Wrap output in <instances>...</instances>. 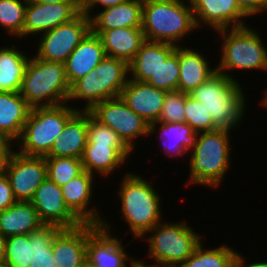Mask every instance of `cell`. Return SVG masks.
Segmentation results:
<instances>
[{
	"label": "cell",
	"instance_id": "obj_47",
	"mask_svg": "<svg viewBox=\"0 0 267 267\" xmlns=\"http://www.w3.org/2000/svg\"><path fill=\"white\" fill-rule=\"evenodd\" d=\"M39 3L54 4L59 2H78V0H31Z\"/></svg>",
	"mask_w": 267,
	"mask_h": 267
},
{
	"label": "cell",
	"instance_id": "obj_23",
	"mask_svg": "<svg viewBox=\"0 0 267 267\" xmlns=\"http://www.w3.org/2000/svg\"><path fill=\"white\" fill-rule=\"evenodd\" d=\"M106 57L99 36L90 31L65 62L66 77L71 86L93 70Z\"/></svg>",
	"mask_w": 267,
	"mask_h": 267
},
{
	"label": "cell",
	"instance_id": "obj_52",
	"mask_svg": "<svg viewBox=\"0 0 267 267\" xmlns=\"http://www.w3.org/2000/svg\"><path fill=\"white\" fill-rule=\"evenodd\" d=\"M0 267H11L5 261L0 263Z\"/></svg>",
	"mask_w": 267,
	"mask_h": 267
},
{
	"label": "cell",
	"instance_id": "obj_12",
	"mask_svg": "<svg viewBox=\"0 0 267 267\" xmlns=\"http://www.w3.org/2000/svg\"><path fill=\"white\" fill-rule=\"evenodd\" d=\"M110 219H103L101 225L89 223L87 241V263L92 267H131L137 259L127 252L128 244L115 236ZM127 246V247H126Z\"/></svg>",
	"mask_w": 267,
	"mask_h": 267
},
{
	"label": "cell",
	"instance_id": "obj_5",
	"mask_svg": "<svg viewBox=\"0 0 267 267\" xmlns=\"http://www.w3.org/2000/svg\"><path fill=\"white\" fill-rule=\"evenodd\" d=\"M141 28L145 40L176 46L199 31L192 7L168 0H143Z\"/></svg>",
	"mask_w": 267,
	"mask_h": 267
},
{
	"label": "cell",
	"instance_id": "obj_9",
	"mask_svg": "<svg viewBox=\"0 0 267 267\" xmlns=\"http://www.w3.org/2000/svg\"><path fill=\"white\" fill-rule=\"evenodd\" d=\"M70 87L65 63L46 61L33 54L19 93L31 107L58 106L67 103Z\"/></svg>",
	"mask_w": 267,
	"mask_h": 267
},
{
	"label": "cell",
	"instance_id": "obj_17",
	"mask_svg": "<svg viewBox=\"0 0 267 267\" xmlns=\"http://www.w3.org/2000/svg\"><path fill=\"white\" fill-rule=\"evenodd\" d=\"M191 7L198 30L208 27L216 32L249 25L236 0H194Z\"/></svg>",
	"mask_w": 267,
	"mask_h": 267
},
{
	"label": "cell",
	"instance_id": "obj_8",
	"mask_svg": "<svg viewBox=\"0 0 267 267\" xmlns=\"http://www.w3.org/2000/svg\"><path fill=\"white\" fill-rule=\"evenodd\" d=\"M79 110V105L31 107L16 151L25 156L45 157L63 132L67 121Z\"/></svg>",
	"mask_w": 267,
	"mask_h": 267
},
{
	"label": "cell",
	"instance_id": "obj_24",
	"mask_svg": "<svg viewBox=\"0 0 267 267\" xmlns=\"http://www.w3.org/2000/svg\"><path fill=\"white\" fill-rule=\"evenodd\" d=\"M88 140V111L78 110L66 123L63 132L45 157L82 158Z\"/></svg>",
	"mask_w": 267,
	"mask_h": 267
},
{
	"label": "cell",
	"instance_id": "obj_27",
	"mask_svg": "<svg viewBox=\"0 0 267 267\" xmlns=\"http://www.w3.org/2000/svg\"><path fill=\"white\" fill-rule=\"evenodd\" d=\"M93 33L99 36L107 57L118 58L128 64L145 41L142 28H115Z\"/></svg>",
	"mask_w": 267,
	"mask_h": 267
},
{
	"label": "cell",
	"instance_id": "obj_28",
	"mask_svg": "<svg viewBox=\"0 0 267 267\" xmlns=\"http://www.w3.org/2000/svg\"><path fill=\"white\" fill-rule=\"evenodd\" d=\"M31 106L19 92H0V131L16 142L23 131Z\"/></svg>",
	"mask_w": 267,
	"mask_h": 267
},
{
	"label": "cell",
	"instance_id": "obj_45",
	"mask_svg": "<svg viewBox=\"0 0 267 267\" xmlns=\"http://www.w3.org/2000/svg\"><path fill=\"white\" fill-rule=\"evenodd\" d=\"M144 260V261H143ZM131 267H162V266H158V265H153V264H148V262L145 261V259H143L142 257V260L141 258H137Z\"/></svg>",
	"mask_w": 267,
	"mask_h": 267
},
{
	"label": "cell",
	"instance_id": "obj_26",
	"mask_svg": "<svg viewBox=\"0 0 267 267\" xmlns=\"http://www.w3.org/2000/svg\"><path fill=\"white\" fill-rule=\"evenodd\" d=\"M176 47L171 43L145 40L129 63V78L147 82L176 50Z\"/></svg>",
	"mask_w": 267,
	"mask_h": 267
},
{
	"label": "cell",
	"instance_id": "obj_16",
	"mask_svg": "<svg viewBox=\"0 0 267 267\" xmlns=\"http://www.w3.org/2000/svg\"><path fill=\"white\" fill-rule=\"evenodd\" d=\"M96 178L97 176L84 170L80 175L63 185L61 191L67 207L83 223L101 225L106 216L102 215L103 212L100 211L99 206L92 202L97 198L94 195V192L97 191L95 187L98 184Z\"/></svg>",
	"mask_w": 267,
	"mask_h": 267
},
{
	"label": "cell",
	"instance_id": "obj_39",
	"mask_svg": "<svg viewBox=\"0 0 267 267\" xmlns=\"http://www.w3.org/2000/svg\"><path fill=\"white\" fill-rule=\"evenodd\" d=\"M87 142L109 144L113 148H129L113 129L101 124L89 111Z\"/></svg>",
	"mask_w": 267,
	"mask_h": 267
},
{
	"label": "cell",
	"instance_id": "obj_14",
	"mask_svg": "<svg viewBox=\"0 0 267 267\" xmlns=\"http://www.w3.org/2000/svg\"><path fill=\"white\" fill-rule=\"evenodd\" d=\"M30 202L34 205L38 217L44 225L71 229L83 224L67 207L61 187L48 177L36 189Z\"/></svg>",
	"mask_w": 267,
	"mask_h": 267
},
{
	"label": "cell",
	"instance_id": "obj_48",
	"mask_svg": "<svg viewBox=\"0 0 267 267\" xmlns=\"http://www.w3.org/2000/svg\"><path fill=\"white\" fill-rule=\"evenodd\" d=\"M264 94H263V96H261V98H260V105L262 106V107H264L265 109H266V111H267V87L265 88V90H264V92H263Z\"/></svg>",
	"mask_w": 267,
	"mask_h": 267
},
{
	"label": "cell",
	"instance_id": "obj_32",
	"mask_svg": "<svg viewBox=\"0 0 267 267\" xmlns=\"http://www.w3.org/2000/svg\"><path fill=\"white\" fill-rule=\"evenodd\" d=\"M27 0H0V28L10 38L23 39Z\"/></svg>",
	"mask_w": 267,
	"mask_h": 267
},
{
	"label": "cell",
	"instance_id": "obj_2",
	"mask_svg": "<svg viewBox=\"0 0 267 267\" xmlns=\"http://www.w3.org/2000/svg\"><path fill=\"white\" fill-rule=\"evenodd\" d=\"M233 132L228 129H216L199 133L195 147L188 153L189 156L187 155L189 157V176L185 181L187 187L194 184L217 190L224 185L225 177L232 166L230 142L233 141L231 140Z\"/></svg>",
	"mask_w": 267,
	"mask_h": 267
},
{
	"label": "cell",
	"instance_id": "obj_35",
	"mask_svg": "<svg viewBox=\"0 0 267 267\" xmlns=\"http://www.w3.org/2000/svg\"><path fill=\"white\" fill-rule=\"evenodd\" d=\"M4 261L11 267H30L31 235L7 237Z\"/></svg>",
	"mask_w": 267,
	"mask_h": 267
},
{
	"label": "cell",
	"instance_id": "obj_36",
	"mask_svg": "<svg viewBox=\"0 0 267 267\" xmlns=\"http://www.w3.org/2000/svg\"><path fill=\"white\" fill-rule=\"evenodd\" d=\"M179 75L180 69L177 46L176 50L161 64L160 68L147 83L166 92L173 91L177 90Z\"/></svg>",
	"mask_w": 267,
	"mask_h": 267
},
{
	"label": "cell",
	"instance_id": "obj_15",
	"mask_svg": "<svg viewBox=\"0 0 267 267\" xmlns=\"http://www.w3.org/2000/svg\"><path fill=\"white\" fill-rule=\"evenodd\" d=\"M78 2L46 4L27 0L23 27L24 42L27 38H37L53 28L70 22L79 14Z\"/></svg>",
	"mask_w": 267,
	"mask_h": 267
},
{
	"label": "cell",
	"instance_id": "obj_3",
	"mask_svg": "<svg viewBox=\"0 0 267 267\" xmlns=\"http://www.w3.org/2000/svg\"><path fill=\"white\" fill-rule=\"evenodd\" d=\"M259 29H253L250 21L249 25L237 28H229L218 30L213 34L218 35L220 54L216 55L218 58L217 71L238 81V76H234V71L244 72L246 74L254 70L267 72V46L265 40H262V32ZM218 56V57H217ZM231 72V73H230ZM233 73V74H232Z\"/></svg>",
	"mask_w": 267,
	"mask_h": 267
},
{
	"label": "cell",
	"instance_id": "obj_46",
	"mask_svg": "<svg viewBox=\"0 0 267 267\" xmlns=\"http://www.w3.org/2000/svg\"><path fill=\"white\" fill-rule=\"evenodd\" d=\"M6 238L0 233V263L5 259Z\"/></svg>",
	"mask_w": 267,
	"mask_h": 267
},
{
	"label": "cell",
	"instance_id": "obj_34",
	"mask_svg": "<svg viewBox=\"0 0 267 267\" xmlns=\"http://www.w3.org/2000/svg\"><path fill=\"white\" fill-rule=\"evenodd\" d=\"M45 161L47 165V177L60 187L84 171L80 158L45 157Z\"/></svg>",
	"mask_w": 267,
	"mask_h": 267
},
{
	"label": "cell",
	"instance_id": "obj_25",
	"mask_svg": "<svg viewBox=\"0 0 267 267\" xmlns=\"http://www.w3.org/2000/svg\"><path fill=\"white\" fill-rule=\"evenodd\" d=\"M143 0H126L124 3L97 11L91 18V31L103 32L115 28L142 27Z\"/></svg>",
	"mask_w": 267,
	"mask_h": 267
},
{
	"label": "cell",
	"instance_id": "obj_22",
	"mask_svg": "<svg viewBox=\"0 0 267 267\" xmlns=\"http://www.w3.org/2000/svg\"><path fill=\"white\" fill-rule=\"evenodd\" d=\"M89 223L62 229L52 242L54 259L60 267H82L87 257Z\"/></svg>",
	"mask_w": 267,
	"mask_h": 267
},
{
	"label": "cell",
	"instance_id": "obj_13",
	"mask_svg": "<svg viewBox=\"0 0 267 267\" xmlns=\"http://www.w3.org/2000/svg\"><path fill=\"white\" fill-rule=\"evenodd\" d=\"M5 174L16 200L31 201L36 189L47 178L45 157L25 156L15 151Z\"/></svg>",
	"mask_w": 267,
	"mask_h": 267
},
{
	"label": "cell",
	"instance_id": "obj_51",
	"mask_svg": "<svg viewBox=\"0 0 267 267\" xmlns=\"http://www.w3.org/2000/svg\"><path fill=\"white\" fill-rule=\"evenodd\" d=\"M51 267H60L57 261L54 259V255H51Z\"/></svg>",
	"mask_w": 267,
	"mask_h": 267
},
{
	"label": "cell",
	"instance_id": "obj_1",
	"mask_svg": "<svg viewBox=\"0 0 267 267\" xmlns=\"http://www.w3.org/2000/svg\"><path fill=\"white\" fill-rule=\"evenodd\" d=\"M136 172L126 171L123 175L122 171L118 192L116 190L118 195L115 197L119 199L118 204L120 202L118 214L129 230L122 237L131 234V238L140 241L155 225L164 220L165 214L162 206L164 199L161 192L154 187L156 184L151 182V178L148 180L139 171Z\"/></svg>",
	"mask_w": 267,
	"mask_h": 267
},
{
	"label": "cell",
	"instance_id": "obj_40",
	"mask_svg": "<svg viewBox=\"0 0 267 267\" xmlns=\"http://www.w3.org/2000/svg\"><path fill=\"white\" fill-rule=\"evenodd\" d=\"M126 0H78L79 12L91 18L95 12L124 3ZM96 11H95V10Z\"/></svg>",
	"mask_w": 267,
	"mask_h": 267
},
{
	"label": "cell",
	"instance_id": "obj_44",
	"mask_svg": "<svg viewBox=\"0 0 267 267\" xmlns=\"http://www.w3.org/2000/svg\"><path fill=\"white\" fill-rule=\"evenodd\" d=\"M247 257L244 256V254H240L238 261H237V266L236 267H267V261L263 259L260 261H255V262H247Z\"/></svg>",
	"mask_w": 267,
	"mask_h": 267
},
{
	"label": "cell",
	"instance_id": "obj_53",
	"mask_svg": "<svg viewBox=\"0 0 267 267\" xmlns=\"http://www.w3.org/2000/svg\"><path fill=\"white\" fill-rule=\"evenodd\" d=\"M82 267H92L87 262Z\"/></svg>",
	"mask_w": 267,
	"mask_h": 267
},
{
	"label": "cell",
	"instance_id": "obj_41",
	"mask_svg": "<svg viewBox=\"0 0 267 267\" xmlns=\"http://www.w3.org/2000/svg\"><path fill=\"white\" fill-rule=\"evenodd\" d=\"M16 202L17 200L14 196L7 175L6 174L0 175V210L7 209Z\"/></svg>",
	"mask_w": 267,
	"mask_h": 267
},
{
	"label": "cell",
	"instance_id": "obj_11",
	"mask_svg": "<svg viewBox=\"0 0 267 267\" xmlns=\"http://www.w3.org/2000/svg\"><path fill=\"white\" fill-rule=\"evenodd\" d=\"M89 112L101 124L113 129L133 152L138 148L135 147L138 146L136 140L150 136V125L132 111L121 97L98 103Z\"/></svg>",
	"mask_w": 267,
	"mask_h": 267
},
{
	"label": "cell",
	"instance_id": "obj_30",
	"mask_svg": "<svg viewBox=\"0 0 267 267\" xmlns=\"http://www.w3.org/2000/svg\"><path fill=\"white\" fill-rule=\"evenodd\" d=\"M43 226L30 201H17L7 209L0 210V233L5 238L13 235H29Z\"/></svg>",
	"mask_w": 267,
	"mask_h": 267
},
{
	"label": "cell",
	"instance_id": "obj_20",
	"mask_svg": "<svg viewBox=\"0 0 267 267\" xmlns=\"http://www.w3.org/2000/svg\"><path fill=\"white\" fill-rule=\"evenodd\" d=\"M149 137L156 136L161 147L160 152L169 159L178 157L187 160L186 155L195 147L199 133L186 122L150 124ZM185 155V156H184Z\"/></svg>",
	"mask_w": 267,
	"mask_h": 267
},
{
	"label": "cell",
	"instance_id": "obj_42",
	"mask_svg": "<svg viewBox=\"0 0 267 267\" xmlns=\"http://www.w3.org/2000/svg\"><path fill=\"white\" fill-rule=\"evenodd\" d=\"M240 9L248 16V18L264 16L262 15L266 5L267 0H236Z\"/></svg>",
	"mask_w": 267,
	"mask_h": 267
},
{
	"label": "cell",
	"instance_id": "obj_49",
	"mask_svg": "<svg viewBox=\"0 0 267 267\" xmlns=\"http://www.w3.org/2000/svg\"><path fill=\"white\" fill-rule=\"evenodd\" d=\"M0 144H15V142L7 139L0 131Z\"/></svg>",
	"mask_w": 267,
	"mask_h": 267
},
{
	"label": "cell",
	"instance_id": "obj_50",
	"mask_svg": "<svg viewBox=\"0 0 267 267\" xmlns=\"http://www.w3.org/2000/svg\"><path fill=\"white\" fill-rule=\"evenodd\" d=\"M168 1L185 4V5H188V6H192L194 0H168Z\"/></svg>",
	"mask_w": 267,
	"mask_h": 267
},
{
	"label": "cell",
	"instance_id": "obj_4",
	"mask_svg": "<svg viewBox=\"0 0 267 267\" xmlns=\"http://www.w3.org/2000/svg\"><path fill=\"white\" fill-rule=\"evenodd\" d=\"M243 86L240 80H232L217 71L189 95L202 103L218 129L239 131L238 128L243 127L250 97Z\"/></svg>",
	"mask_w": 267,
	"mask_h": 267
},
{
	"label": "cell",
	"instance_id": "obj_38",
	"mask_svg": "<svg viewBox=\"0 0 267 267\" xmlns=\"http://www.w3.org/2000/svg\"><path fill=\"white\" fill-rule=\"evenodd\" d=\"M186 93L179 90L167 91L158 123L185 122Z\"/></svg>",
	"mask_w": 267,
	"mask_h": 267
},
{
	"label": "cell",
	"instance_id": "obj_37",
	"mask_svg": "<svg viewBox=\"0 0 267 267\" xmlns=\"http://www.w3.org/2000/svg\"><path fill=\"white\" fill-rule=\"evenodd\" d=\"M185 122L190 125L195 132H209L218 129L212 120L211 115L198 100L186 93L185 99Z\"/></svg>",
	"mask_w": 267,
	"mask_h": 267
},
{
	"label": "cell",
	"instance_id": "obj_19",
	"mask_svg": "<svg viewBox=\"0 0 267 267\" xmlns=\"http://www.w3.org/2000/svg\"><path fill=\"white\" fill-rule=\"evenodd\" d=\"M186 45L178 46L180 75L177 90L189 94L217 72V66L209 62L217 59L210 60V55L207 54V58L204 49L197 51L195 46L193 49Z\"/></svg>",
	"mask_w": 267,
	"mask_h": 267
},
{
	"label": "cell",
	"instance_id": "obj_18",
	"mask_svg": "<svg viewBox=\"0 0 267 267\" xmlns=\"http://www.w3.org/2000/svg\"><path fill=\"white\" fill-rule=\"evenodd\" d=\"M165 96L166 91L130 78L120 94L127 106L149 125L158 121Z\"/></svg>",
	"mask_w": 267,
	"mask_h": 267
},
{
	"label": "cell",
	"instance_id": "obj_7",
	"mask_svg": "<svg viewBox=\"0 0 267 267\" xmlns=\"http://www.w3.org/2000/svg\"><path fill=\"white\" fill-rule=\"evenodd\" d=\"M128 79L129 64L106 56L93 70L71 85L67 103L72 106L75 105L73 100L77 104L83 102L84 105L79 104V110L90 111L98 103L120 97Z\"/></svg>",
	"mask_w": 267,
	"mask_h": 267
},
{
	"label": "cell",
	"instance_id": "obj_43",
	"mask_svg": "<svg viewBox=\"0 0 267 267\" xmlns=\"http://www.w3.org/2000/svg\"><path fill=\"white\" fill-rule=\"evenodd\" d=\"M14 149L15 144H0V175L5 174L8 162L16 151Z\"/></svg>",
	"mask_w": 267,
	"mask_h": 267
},
{
	"label": "cell",
	"instance_id": "obj_6",
	"mask_svg": "<svg viewBox=\"0 0 267 267\" xmlns=\"http://www.w3.org/2000/svg\"><path fill=\"white\" fill-rule=\"evenodd\" d=\"M165 220L140 239L148 244L145 257L150 259L149 264L179 267L193 253L205 234L196 232L191 222L189 224L185 219L179 222Z\"/></svg>",
	"mask_w": 267,
	"mask_h": 267
},
{
	"label": "cell",
	"instance_id": "obj_21",
	"mask_svg": "<svg viewBox=\"0 0 267 267\" xmlns=\"http://www.w3.org/2000/svg\"><path fill=\"white\" fill-rule=\"evenodd\" d=\"M133 152L130 148H113L109 144L86 143L83 155V169L90 174L109 178L117 169L122 170ZM109 176V177H108Z\"/></svg>",
	"mask_w": 267,
	"mask_h": 267
},
{
	"label": "cell",
	"instance_id": "obj_33",
	"mask_svg": "<svg viewBox=\"0 0 267 267\" xmlns=\"http://www.w3.org/2000/svg\"><path fill=\"white\" fill-rule=\"evenodd\" d=\"M61 230L60 227L44 225L39 230L30 233V267H51L52 242Z\"/></svg>",
	"mask_w": 267,
	"mask_h": 267
},
{
	"label": "cell",
	"instance_id": "obj_29",
	"mask_svg": "<svg viewBox=\"0 0 267 267\" xmlns=\"http://www.w3.org/2000/svg\"><path fill=\"white\" fill-rule=\"evenodd\" d=\"M5 45L0 46V92H19L32 53L14 43Z\"/></svg>",
	"mask_w": 267,
	"mask_h": 267
},
{
	"label": "cell",
	"instance_id": "obj_31",
	"mask_svg": "<svg viewBox=\"0 0 267 267\" xmlns=\"http://www.w3.org/2000/svg\"><path fill=\"white\" fill-rule=\"evenodd\" d=\"M203 240L179 267H236L241 254L227 242L218 247L205 246ZM210 247V248H209ZM239 252V253H238Z\"/></svg>",
	"mask_w": 267,
	"mask_h": 267
},
{
	"label": "cell",
	"instance_id": "obj_54",
	"mask_svg": "<svg viewBox=\"0 0 267 267\" xmlns=\"http://www.w3.org/2000/svg\"><path fill=\"white\" fill-rule=\"evenodd\" d=\"M264 13H266V15H267V5H266V8H265L263 14H264Z\"/></svg>",
	"mask_w": 267,
	"mask_h": 267
},
{
	"label": "cell",
	"instance_id": "obj_10",
	"mask_svg": "<svg viewBox=\"0 0 267 267\" xmlns=\"http://www.w3.org/2000/svg\"><path fill=\"white\" fill-rule=\"evenodd\" d=\"M90 31V18L79 13L70 22L60 24L39 35L33 42L37 43V47L33 46L36 49L33 54L46 61L65 63L72 51Z\"/></svg>",
	"mask_w": 267,
	"mask_h": 267
}]
</instances>
